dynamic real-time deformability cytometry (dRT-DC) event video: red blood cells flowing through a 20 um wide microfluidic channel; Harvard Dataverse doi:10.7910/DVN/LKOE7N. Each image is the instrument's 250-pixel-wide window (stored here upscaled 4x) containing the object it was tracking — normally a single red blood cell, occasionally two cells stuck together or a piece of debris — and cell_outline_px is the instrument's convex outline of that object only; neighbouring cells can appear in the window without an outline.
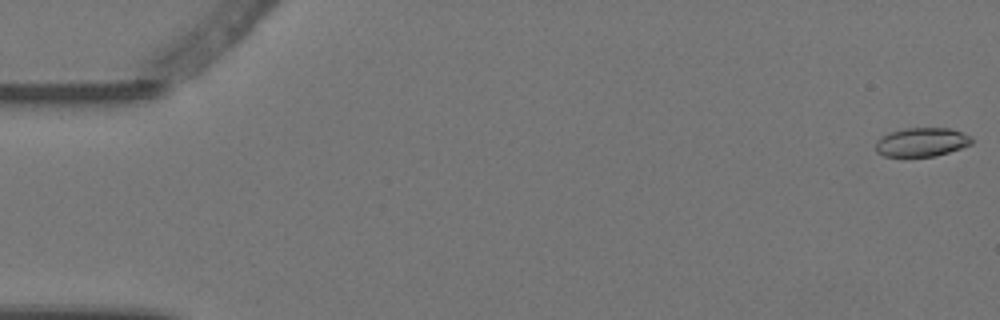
{"species": "Egyptian fruit bat (a non-hibernating species)", "species_latin": "Rousettus aegyptiacus", "temperature_condition": "warm", "stored_images_in_passage": 5, "camera_frame_rate_fps": 3000, "um_per_image_px": 0.085, "animal": {"sex": "female"}, "frame": {"image": 1, "passage_image": 1, "time_ms": 0.0, "image_size_px": [1000, 320], "cell_outline_px": [[972, 144], [936, 156], [884, 156], [876, 152], [876, 140], [892, 132], [904, 128], [948, 128], [972, 136]], "centroid_in_image_um": [78.35, 12.08], "position_along_channel_um": 6.6, "area_um2": 15.95}}
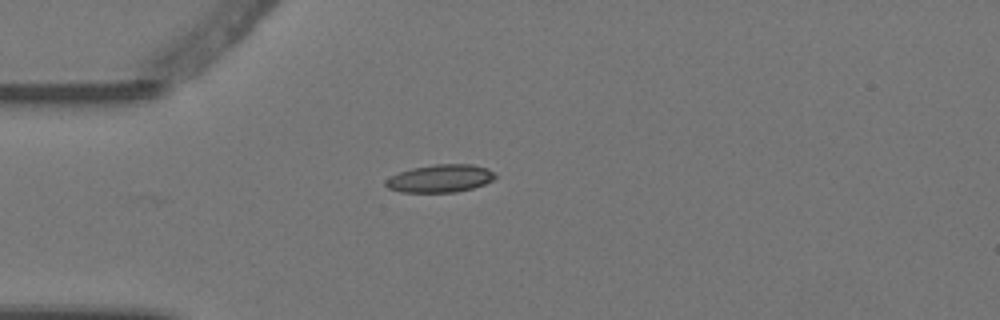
{"frame": {"image": 2, "passage_image": 5, "time_ms": 1.333, "image_size_px": [1000, 320], "cell_outline_px": [[496, 176], [492, 180], [484, 184], [472, 188], [456, 192], [400, 192], [388, 188], [384, 184], [384, 180], [400, 172], [412, 168], [436, 164], [472, 164], [488, 168], [496, 172]], "centroid_in_image_um": [37.43, 15.16], "position_along_channel_um": 47.6, "area_um2": 17.74}}